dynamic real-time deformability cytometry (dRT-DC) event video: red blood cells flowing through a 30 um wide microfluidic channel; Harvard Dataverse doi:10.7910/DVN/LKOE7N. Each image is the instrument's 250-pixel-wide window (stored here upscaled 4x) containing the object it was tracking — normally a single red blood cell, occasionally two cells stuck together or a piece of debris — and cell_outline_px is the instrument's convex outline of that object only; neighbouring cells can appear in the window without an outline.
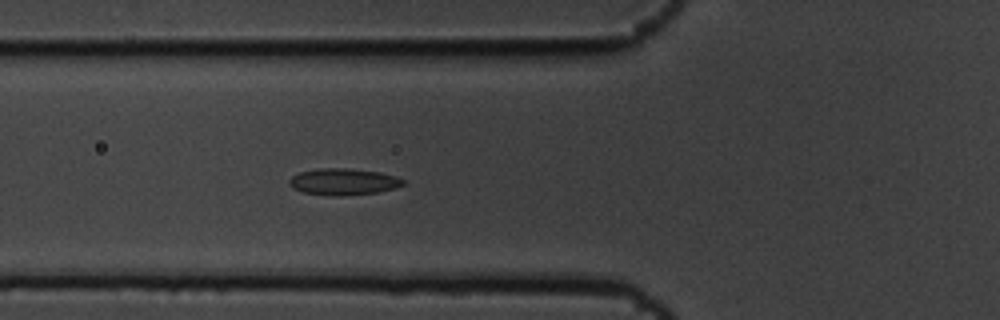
{"species": "common noctule bat (a hibernating species)", "species_latin": "Nyctalus noctula", "temperature_condition": "cold", "stored_images_in_passage": 5, "camera_frame_rate_fps": 3000, "um_per_image_px": 0.085, "animal": {"sex": "male", "body_mass_g": 19.5, "forearm_length_mm": 54.6}, "frame": {"image": 1, "passage_image": 5, "time_ms": 1.333, "image_size_px": [1000, 320], "cell_outline_px": [[404, 184], [396, 188], [376, 192], [336, 196], [304, 192], [292, 188], [288, 184], [288, 180], [292, 176], [300, 172], [316, 168], [348, 168], [380, 172], [396, 176], [404, 180]], "centroid_in_image_um": [29.17, 15.43], "position_along_channel_um": 96.6, "area_um2": 17.57}}